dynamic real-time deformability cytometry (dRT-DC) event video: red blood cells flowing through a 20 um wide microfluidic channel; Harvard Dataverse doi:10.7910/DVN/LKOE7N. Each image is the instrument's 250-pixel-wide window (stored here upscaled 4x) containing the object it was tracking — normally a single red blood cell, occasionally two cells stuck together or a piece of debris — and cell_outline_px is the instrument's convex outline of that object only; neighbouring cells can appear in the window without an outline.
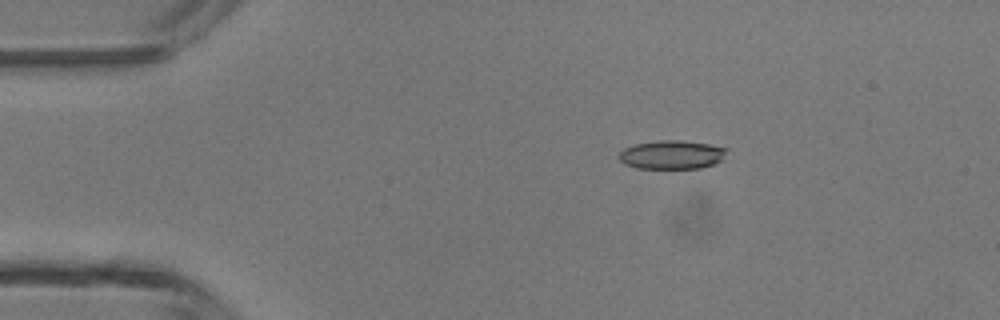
{"species": "common noctule bat (a hibernating species)", "species_latin": "Nyctalus noctula", "temperature_condition": "room temperature", "stored_images_in_passage": 47, "camera_frame_rate_fps": 3000, "um_per_image_px": 0.085, "animal": {"sex": "male", "body_mass_g": 13.3}, "frame": {"image": 1, "passage_image": 8, "time_ms": 2.333, "image_size_px": [1000, 320], "cell_outline_px": [[728, 148], [720, 160], [712, 164], [700, 168], [636, 168], [624, 164], [620, 160], [620, 152], [624, 148], [636, 144], [660, 140], [680, 140], [708, 144]], "centroid_in_image_um": [57.07, 13.15], "position_along_channel_um": 27.9, "area_um2": 17.74}}
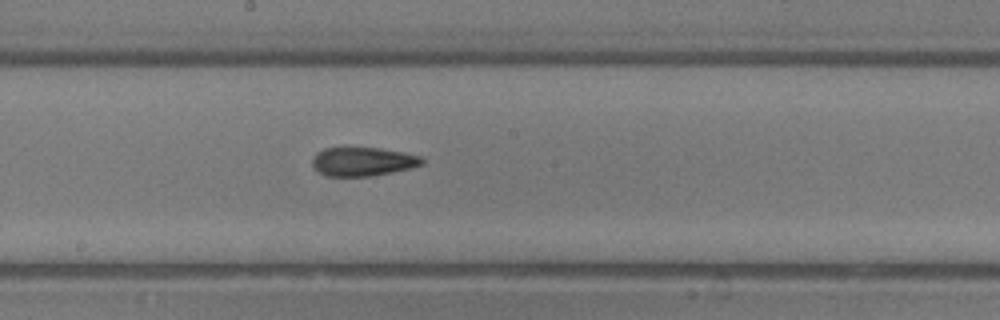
{"frame": {"image": 2, "passage_image": 25, "time_ms": 8.0, "image_size_px": [1000, 320], "cell_outline_px": [[424, 164], [412, 168], [372, 176], [328, 176], [312, 168], [312, 156], [316, 152], [324, 148], [380, 148], [404, 152], [420, 156], [424, 160]], "centroid_in_image_um": [30.84, 13.73], "position_along_channel_um": 217.4, "area_um2": 18.55}}
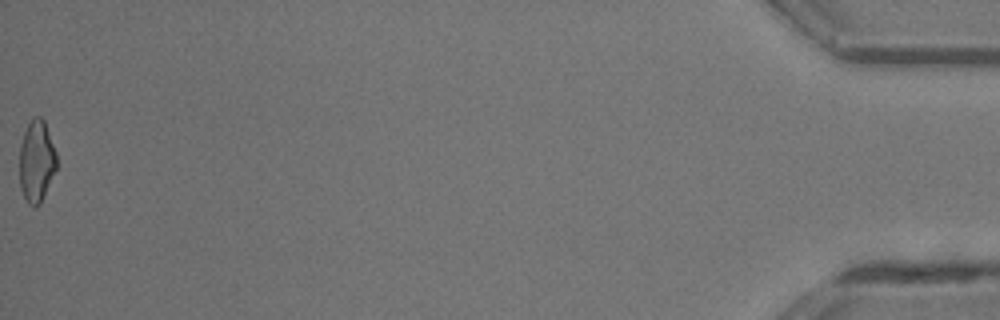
{"frame": {"image": 3, "passage_image": 47, "time_ms": 15.333, "image_size_px": [1000, 320], "cell_outline_px": [[56, 168], [40, 204], [36, 208], [28, 204], [20, 188], [20, 144], [24, 132], [32, 116], [40, 116], [44, 120], [56, 152]], "centroid_in_image_um": [3.09, 13.7], "position_along_channel_um": 432.1, "area_um2": 17.63}, "authors_computed_cell_mechanics": {"area_um2": 18.4382, "velocity_mm_per_s": 4.3822, "shape_relaxation_time_tau1_ms": 6.4003, "shape_relaxation_time_tau2_ms": 1.9537, "deformation_change_tau1": 0.1913, "deformation_change_tau2": 0.102}}